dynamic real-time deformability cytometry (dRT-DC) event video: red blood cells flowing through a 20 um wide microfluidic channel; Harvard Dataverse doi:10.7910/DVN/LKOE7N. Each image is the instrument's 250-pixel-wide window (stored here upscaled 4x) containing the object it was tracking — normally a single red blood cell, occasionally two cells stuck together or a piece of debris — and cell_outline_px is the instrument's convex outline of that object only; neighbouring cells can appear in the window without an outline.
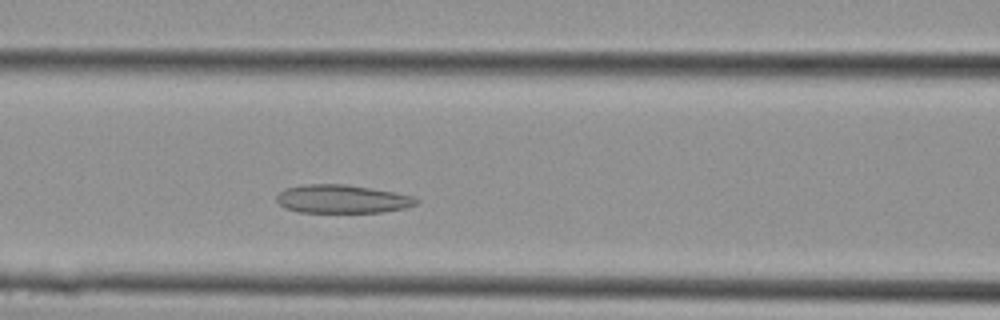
{"species": "Egyptian fruit bat (a non-hibernating species)", "species_latin": "Rousettus aegyptiacus", "temperature_condition": "cold", "stored_images_in_passage": 16, "camera_frame_rate_fps": 3000, "um_per_image_px": 0.085, "animal": {"sex": "female"}, "frame": {"image": 1, "passage_image": 7, "time_ms": 2.0, "image_size_px": [1000, 320], "cell_outline_px": [[420, 200], [416, 204], [404, 208], [384, 212], [300, 212], [284, 208], [276, 200], [276, 196], [284, 188], [304, 184], [344, 184], [372, 188], [412, 196]], "centroid_in_image_um": [29.05, 16.91], "position_along_channel_um": 137.6, "area_um2": 23.06}}
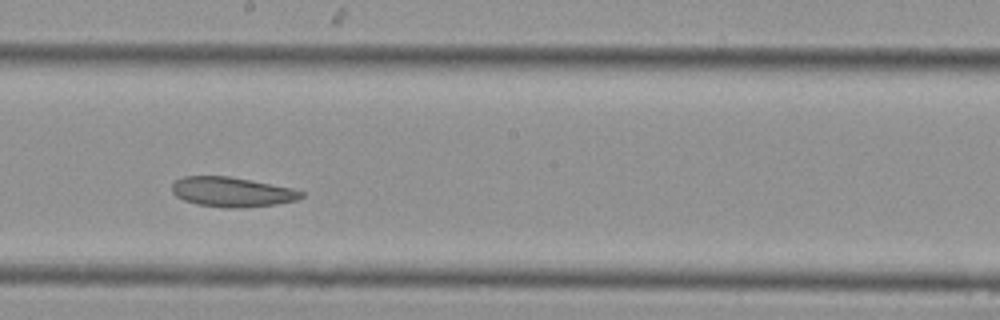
{"frame": {"image": 2, "passage_image": 11, "time_ms": 3.333, "image_size_px": [1000, 320], "cell_outline_px": [[304, 196], [296, 200], [272, 204], [196, 204], [184, 200], [176, 196], [172, 192], [172, 184], [176, 180], [184, 176], [228, 176], [292, 188], [304, 192]], "centroid_in_image_um": [19.67, 16.24], "position_along_channel_um": 228.5, "area_um2": 20.92}}
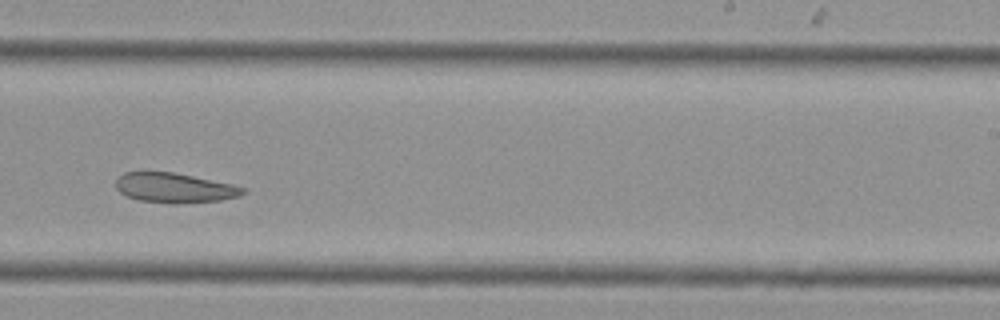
{"frame": {"image": 3, "passage_image": 13, "time_ms": 4.0, "image_size_px": [1000, 320], "cell_outline_px": [[248, 192], [240, 196], [220, 200], [184, 204], [172, 204], [140, 200], [128, 196], [120, 192], [116, 188], [116, 176], [124, 172], [172, 172], [232, 184], [244, 188]], "centroid_in_image_um": [14.84, 15.98], "position_along_channel_um": 274.2, "area_um2": 22.14}}